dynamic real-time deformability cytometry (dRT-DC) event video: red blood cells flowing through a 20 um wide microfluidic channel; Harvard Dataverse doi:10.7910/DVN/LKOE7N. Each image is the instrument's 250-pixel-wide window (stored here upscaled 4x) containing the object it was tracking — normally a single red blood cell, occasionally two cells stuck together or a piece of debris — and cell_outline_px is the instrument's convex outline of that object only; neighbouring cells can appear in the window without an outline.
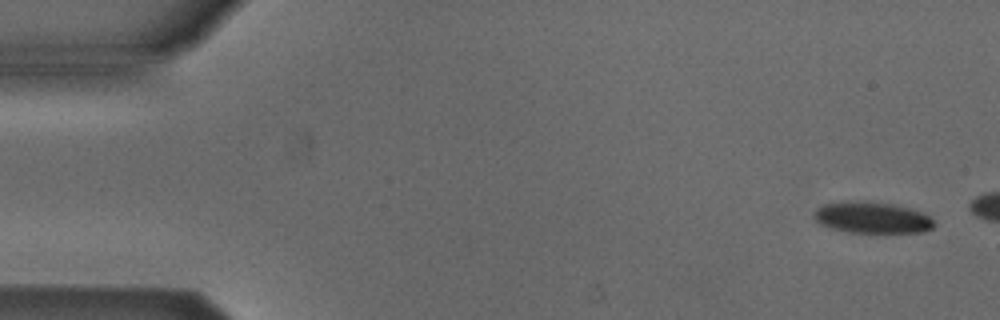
{"species": "Egyptian fruit bat (a non-hibernating species)", "species_latin": "Rousettus aegyptiacus", "temperature_condition": "cold", "stored_images_in_passage": 3, "camera_frame_rate_fps": 3000, "um_per_image_px": 0.085, "animal": {"sex": "male"}, "frame": {"image": 1, "passage_image": 1, "time_ms": 0.0, "image_size_px": [1000, 320], "cell_outline_px": [[932, 228], [924, 232], [848, 232], [832, 228], [820, 224], [816, 220], [816, 208], [824, 204], [896, 204], [912, 208], [924, 212], [932, 220]], "centroid_in_image_um": [74.21, 18.54], "position_along_channel_um": 10.8, "area_um2": 20.75}}